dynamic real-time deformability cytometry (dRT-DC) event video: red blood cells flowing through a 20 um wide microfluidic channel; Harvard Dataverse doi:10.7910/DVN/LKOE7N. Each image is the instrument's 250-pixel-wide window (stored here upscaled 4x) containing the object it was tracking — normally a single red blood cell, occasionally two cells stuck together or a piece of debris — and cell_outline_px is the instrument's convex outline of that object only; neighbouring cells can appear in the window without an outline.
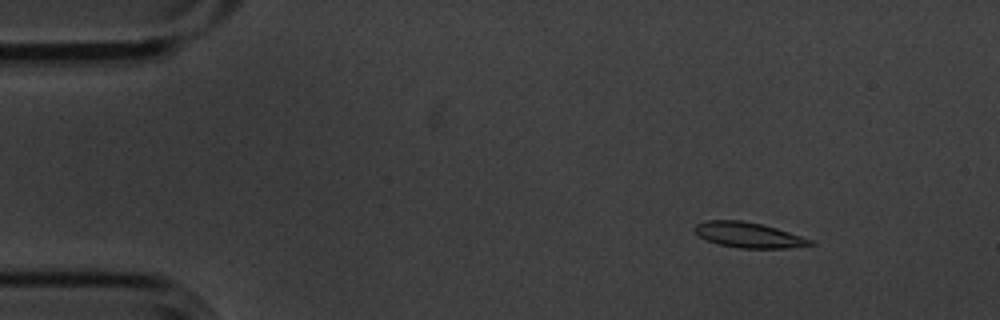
{"species": "common noctule bat (a hibernating species)", "species_latin": "Nyctalus noctula", "temperature_condition": "cold", "stored_images_in_passage": 4, "camera_frame_rate_fps": 3000, "um_per_image_px": 0.085, "animal": {"sex": "male", "body_mass_g": 20.1, "forearm_length_mm": 53.5}, "frame": {"image": 1, "passage_image": 2, "time_ms": 0.333, "image_size_px": [1000, 320], "cell_outline_px": [[816, 244], [784, 248], [736, 248], [704, 240], [692, 228], [696, 224], [708, 220], [740, 220], [760, 224], [776, 228], [812, 240]], "centroid_in_image_um": [63.58, 19.97], "position_along_channel_um": 21.4, "area_um2": 16.88}}